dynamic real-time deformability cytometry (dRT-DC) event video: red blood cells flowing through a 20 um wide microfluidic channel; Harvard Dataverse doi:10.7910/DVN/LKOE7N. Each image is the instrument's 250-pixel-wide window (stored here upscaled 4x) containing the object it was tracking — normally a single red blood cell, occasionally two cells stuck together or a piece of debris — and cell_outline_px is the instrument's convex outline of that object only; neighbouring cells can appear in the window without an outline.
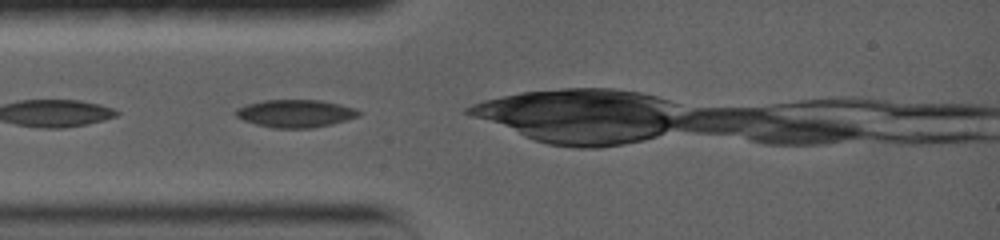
{"species": "common noctule bat (a hibernating species)", "species_latin": "Nyctalus noctula", "temperature_condition": "warm", "stored_images_in_passage": 24, "camera_frame_rate_fps": 5000, "um_per_image_px": 0.085, "animal": {"sex": "female", "body_mass_g": 19.0, "forearm_length_mm": 56.7}, "frame": {"image": 1, "passage_image": 1, "time_ms": 0.0, "image_size_px": [1000, 240], "cell_outline_px": [[360, 116], [332, 124], [312, 128], [276, 128], [256, 124], [244, 120], [236, 116], [236, 108], [248, 104], [264, 100], [320, 100], [340, 104], [356, 108], [360, 112]], "centroid_in_image_um": [25.14, 9.64], "position_along_channel_um": 59.9, "area_um2": 19.77}}